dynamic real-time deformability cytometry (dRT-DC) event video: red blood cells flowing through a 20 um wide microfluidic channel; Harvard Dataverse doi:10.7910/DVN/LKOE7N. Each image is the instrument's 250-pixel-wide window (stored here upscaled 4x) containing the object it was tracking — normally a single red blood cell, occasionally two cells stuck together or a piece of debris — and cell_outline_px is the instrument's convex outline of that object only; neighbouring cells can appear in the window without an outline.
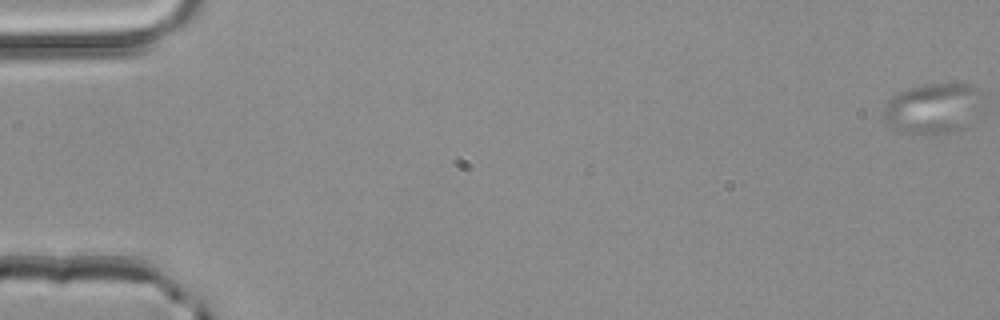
{"species": "common noctule bat (a hibernating species)", "species_latin": "Nyctalus noctula", "temperature_condition": "room temperature", "stored_images_in_passage": 4, "camera_frame_rate_fps": 3000, "um_per_image_px": 0.085, "animal": {"sex": "male", "body_mass_g": 20.4}, "frame": {"image": 1, "passage_image": 1, "time_ms": 0.0, "image_size_px": [1000, 320], "cell_outline_px": [[984, 92], [972, 124], [968, 128], [952, 132], [932, 136], [928, 136], [900, 132], [888, 124], [884, 120], [884, 104], [892, 96], [908, 88], [920, 84], [968, 84], [980, 88]], "centroid_in_image_um": [79.33, 9.24], "position_along_channel_um": 5.7, "area_um2": 30.0}}
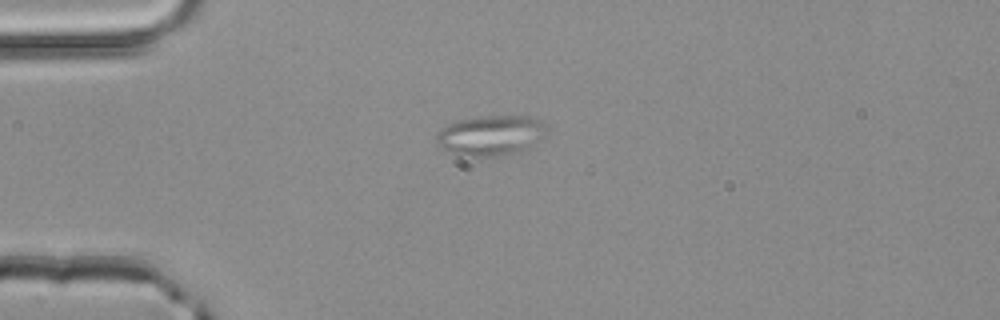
{"frame": {"image": 2, "passage_image": 4, "time_ms": 1.0, "image_size_px": [1000, 320], "cell_outline_px": [[544, 136], [540, 140], [516, 152], [500, 156], [460, 156], [444, 148], [436, 140], [436, 136], [440, 128], [456, 120], [480, 116], [528, 116], [544, 120]], "centroid_in_image_um": [41.7, 11.49], "position_along_channel_um": 43.3, "area_um2": 25.61}}